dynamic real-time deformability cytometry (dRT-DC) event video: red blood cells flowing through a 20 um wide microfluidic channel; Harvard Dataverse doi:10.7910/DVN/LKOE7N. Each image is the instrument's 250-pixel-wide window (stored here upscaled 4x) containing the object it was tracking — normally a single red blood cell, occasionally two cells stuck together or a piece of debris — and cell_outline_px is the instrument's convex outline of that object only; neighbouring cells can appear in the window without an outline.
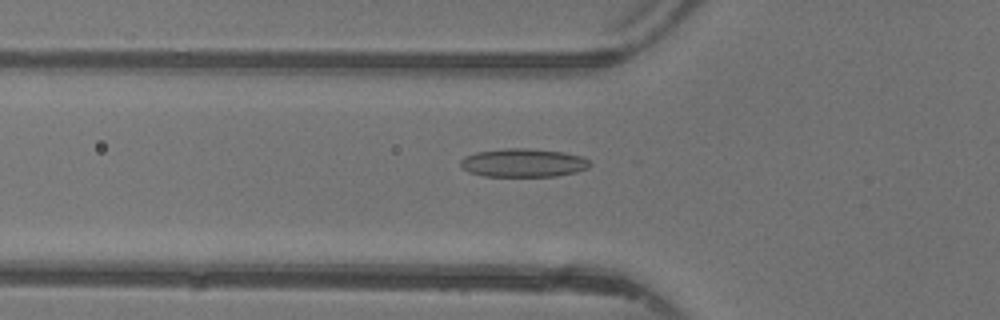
{"species": "common noctule bat (a hibernating species)", "species_latin": "Nyctalus noctula", "temperature_condition": "warm", "stored_images_in_passage": 32, "camera_frame_rate_fps": 3000, "um_per_image_px": 0.085, "animal": {"sex": "female"}, "frame": {"image": 1, "passage_image": 2, "time_ms": 0.333, "image_size_px": [1000, 320], "cell_outline_px": [[592, 164], [588, 168], [576, 172], [556, 176], [484, 176], [468, 172], [460, 168], [460, 160], [464, 156], [476, 152], [504, 148], [528, 148], [564, 152], [580, 156], [588, 160]], "centroid_in_image_um": [44.44, 13.84], "position_along_channel_um": 81.4, "area_um2": 21.62}}
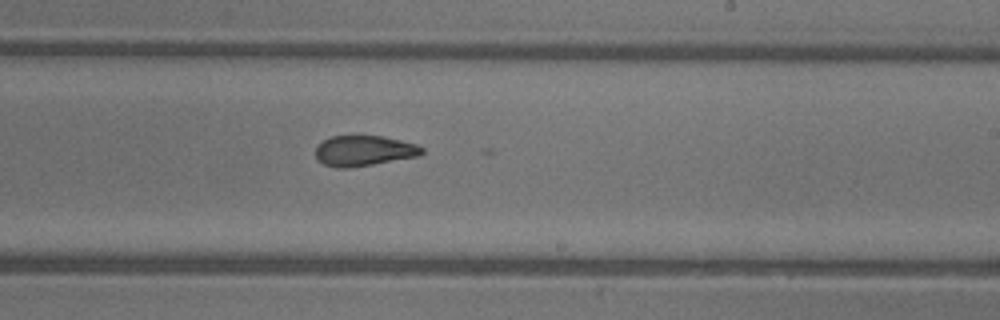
{"frame": {"image": 2, "passage_image": 14, "time_ms": 4.333, "image_size_px": [1000, 320], "cell_outline_px": [[424, 152], [420, 156], [348, 168], [336, 168], [324, 164], [316, 160], [316, 144], [332, 136], [380, 136], [400, 140], [416, 144], [424, 148]], "centroid_in_image_um": [30.92, 12.82], "position_along_channel_um": 258.1, "area_um2": 18.9}}
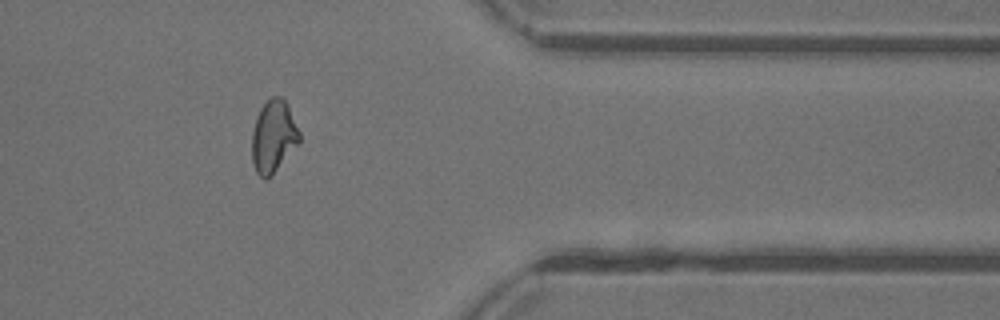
{"frame": {"image": 3, "passage_image": 24, "time_ms": 7.667, "image_size_px": [1000, 320], "cell_outline_px": [[300, 140], [272, 176], [264, 180], [256, 172], [252, 160], [252, 132], [260, 108], [272, 96], [284, 96], [288, 104], [300, 132]], "centroid_in_image_um": [23.24, 11.59], "position_along_channel_um": 388.2, "area_um2": 20.0}, "authors_computed_cell_mechanics": {"area_um2": 19.8254, "velocity_mm_per_s": 4.3977, "shape_relaxation_time_tau1_ms": null, "shape_relaxation_time_tau2_ms": 1.9636, "deformation_change_tau1": null, "deformation_change_tau2": 0.0887}}